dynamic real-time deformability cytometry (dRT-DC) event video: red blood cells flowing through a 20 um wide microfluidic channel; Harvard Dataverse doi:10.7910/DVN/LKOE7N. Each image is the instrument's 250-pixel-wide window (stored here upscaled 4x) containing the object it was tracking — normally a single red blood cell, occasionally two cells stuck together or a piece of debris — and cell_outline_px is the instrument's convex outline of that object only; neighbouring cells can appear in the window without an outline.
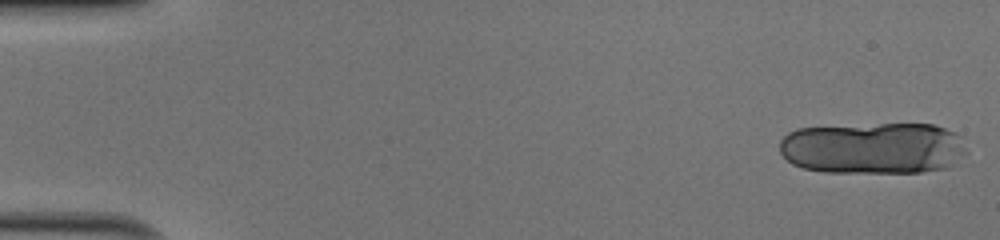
{"species": "human", "species_latin": "Homo sapiens", "temperature_condition": "cold", "stored_images_in_passage": 15, "camera_frame_rate_fps": 3000, "um_per_image_px": 0.085, "donor": {"sex": "male"}, "frame": {"image": 1, "passage_image": 1, "time_ms": 0.0, "image_size_px": [1000, 240], "cell_outline_px": [[968, 152], [948, 168], [920, 172], [824, 172], [804, 168], [792, 164], [780, 152], [780, 140], [788, 132], [796, 128], [880, 124], [932, 124], [956, 132], [960, 136]], "centroid_in_image_um": [74.23, 12.59], "position_along_channel_um": 10.8, "area_um2": 56.64}}